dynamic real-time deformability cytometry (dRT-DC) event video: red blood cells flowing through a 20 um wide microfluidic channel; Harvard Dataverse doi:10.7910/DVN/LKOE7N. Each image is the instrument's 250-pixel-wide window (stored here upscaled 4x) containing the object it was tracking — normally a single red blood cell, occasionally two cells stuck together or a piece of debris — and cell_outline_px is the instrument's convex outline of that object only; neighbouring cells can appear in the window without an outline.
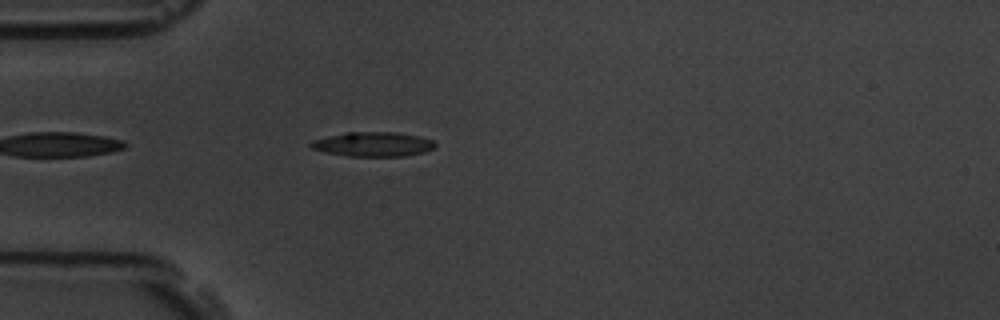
{"species": "common noctule bat (a hibernating species)", "species_latin": "Nyctalus noctula", "temperature_condition": "room temperature", "stored_images_in_passage": 4, "camera_frame_rate_fps": 3000, "um_per_image_px": 0.085, "animal": {"sex": "male", "body_mass_g": 19.5, "forearm_length_mm": 54.6}, "frame": {"image": 1, "passage_image": 4, "time_ms": 3.667, "image_size_px": [1000, 320], "cell_outline_px": [[436, 148], [424, 152], [404, 156], [348, 156], [324, 152], [312, 148], [308, 144], [312, 140], [344, 132], [396, 132], [420, 136], [432, 140], [436, 144]], "centroid_in_image_um": [31.71, 12.25], "position_along_channel_um": 53.3, "area_um2": 17.86}}